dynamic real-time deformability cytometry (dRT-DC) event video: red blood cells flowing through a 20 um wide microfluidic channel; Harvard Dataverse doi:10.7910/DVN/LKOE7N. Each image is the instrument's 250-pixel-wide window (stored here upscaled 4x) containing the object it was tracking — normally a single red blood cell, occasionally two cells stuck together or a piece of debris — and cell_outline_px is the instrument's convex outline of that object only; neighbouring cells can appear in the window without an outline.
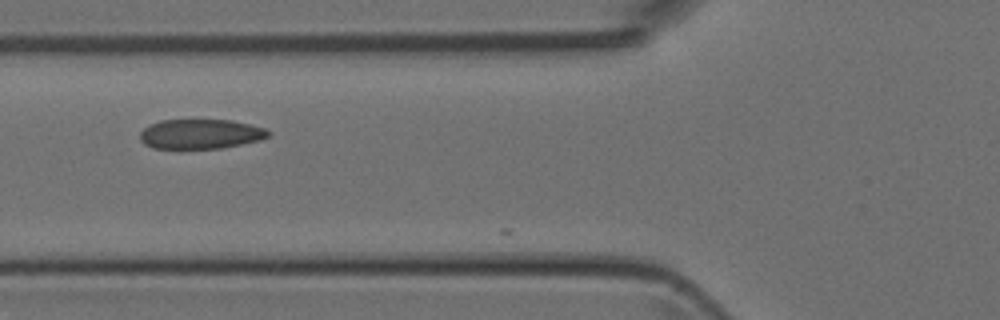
{"species": "Egyptian fruit bat (a non-hibernating species)", "species_latin": "Rousettus aegyptiacus", "temperature_condition": "room temperature", "stored_images_in_passage": 11, "camera_frame_rate_fps": 3000, "um_per_image_px": 0.085, "animal": {"sex": "female"}, "frame": {"image": 1, "passage_image": 9, "time_ms": 2.667, "image_size_px": [1000, 320], "cell_outline_px": [[272, 132], [268, 136], [260, 140], [220, 148], [180, 152], [152, 148], [144, 144], [140, 140], [140, 132], [144, 128], [160, 120], [232, 120], [264, 128]], "centroid_in_image_um": [16.97, 11.44], "position_along_channel_um": 108.8, "area_um2": 23.0}}